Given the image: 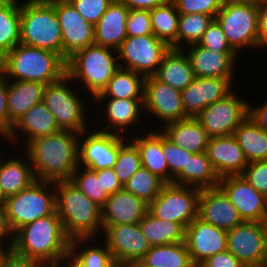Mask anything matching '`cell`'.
<instances>
[{"mask_svg": "<svg viewBox=\"0 0 267 267\" xmlns=\"http://www.w3.org/2000/svg\"><path fill=\"white\" fill-rule=\"evenodd\" d=\"M213 19L208 14H180L177 49H184L187 46L198 44Z\"/></svg>", "mask_w": 267, "mask_h": 267, "instance_id": "60d3db41", "label": "cell"}, {"mask_svg": "<svg viewBox=\"0 0 267 267\" xmlns=\"http://www.w3.org/2000/svg\"><path fill=\"white\" fill-rule=\"evenodd\" d=\"M11 247L12 245H0V267H2L3 259Z\"/></svg>", "mask_w": 267, "mask_h": 267, "instance_id": "e7e4bbea", "label": "cell"}, {"mask_svg": "<svg viewBox=\"0 0 267 267\" xmlns=\"http://www.w3.org/2000/svg\"><path fill=\"white\" fill-rule=\"evenodd\" d=\"M59 130L60 129L58 127V124L56 123L55 117L50 112L48 107L43 102H41L32 106L13 125L12 130L8 135V143H12L7 144L10 145L7 148L11 147L13 144L14 149H16V147H21L22 149V146L24 147L28 142L42 136L56 133Z\"/></svg>", "mask_w": 267, "mask_h": 267, "instance_id": "7402d4cb", "label": "cell"}, {"mask_svg": "<svg viewBox=\"0 0 267 267\" xmlns=\"http://www.w3.org/2000/svg\"><path fill=\"white\" fill-rule=\"evenodd\" d=\"M219 176L210 163L208 155L195 153L188 156L187 169H183L175 178L174 184L208 189L218 187Z\"/></svg>", "mask_w": 267, "mask_h": 267, "instance_id": "836d02e7", "label": "cell"}, {"mask_svg": "<svg viewBox=\"0 0 267 267\" xmlns=\"http://www.w3.org/2000/svg\"><path fill=\"white\" fill-rule=\"evenodd\" d=\"M69 181L101 208L110 196L103 189L101 177H97V171L78 166Z\"/></svg>", "mask_w": 267, "mask_h": 267, "instance_id": "7bdbcfd3", "label": "cell"}, {"mask_svg": "<svg viewBox=\"0 0 267 267\" xmlns=\"http://www.w3.org/2000/svg\"><path fill=\"white\" fill-rule=\"evenodd\" d=\"M160 131L171 142L193 154L206 152L210 139L195 117L165 124Z\"/></svg>", "mask_w": 267, "mask_h": 267, "instance_id": "4dcf8cb0", "label": "cell"}, {"mask_svg": "<svg viewBox=\"0 0 267 267\" xmlns=\"http://www.w3.org/2000/svg\"><path fill=\"white\" fill-rule=\"evenodd\" d=\"M149 204L124 188L111 194L102 210V225L139 224Z\"/></svg>", "mask_w": 267, "mask_h": 267, "instance_id": "484cf974", "label": "cell"}, {"mask_svg": "<svg viewBox=\"0 0 267 267\" xmlns=\"http://www.w3.org/2000/svg\"><path fill=\"white\" fill-rule=\"evenodd\" d=\"M170 48L154 34L127 36L117 49L119 66L144 77L153 76Z\"/></svg>", "mask_w": 267, "mask_h": 267, "instance_id": "4fadbf2b", "label": "cell"}, {"mask_svg": "<svg viewBox=\"0 0 267 267\" xmlns=\"http://www.w3.org/2000/svg\"><path fill=\"white\" fill-rule=\"evenodd\" d=\"M129 137L103 132L93 126L79 135V166L93 171L110 169Z\"/></svg>", "mask_w": 267, "mask_h": 267, "instance_id": "2e32d148", "label": "cell"}, {"mask_svg": "<svg viewBox=\"0 0 267 267\" xmlns=\"http://www.w3.org/2000/svg\"><path fill=\"white\" fill-rule=\"evenodd\" d=\"M20 44V0L0 3V56Z\"/></svg>", "mask_w": 267, "mask_h": 267, "instance_id": "ab89813d", "label": "cell"}, {"mask_svg": "<svg viewBox=\"0 0 267 267\" xmlns=\"http://www.w3.org/2000/svg\"><path fill=\"white\" fill-rule=\"evenodd\" d=\"M69 256L77 267H117L106 243L99 237L71 240Z\"/></svg>", "mask_w": 267, "mask_h": 267, "instance_id": "d6a6232c", "label": "cell"}, {"mask_svg": "<svg viewBox=\"0 0 267 267\" xmlns=\"http://www.w3.org/2000/svg\"><path fill=\"white\" fill-rule=\"evenodd\" d=\"M206 153L219 178L241 175L249 163L234 135L210 138Z\"/></svg>", "mask_w": 267, "mask_h": 267, "instance_id": "d4e9b609", "label": "cell"}, {"mask_svg": "<svg viewBox=\"0 0 267 267\" xmlns=\"http://www.w3.org/2000/svg\"><path fill=\"white\" fill-rule=\"evenodd\" d=\"M56 212L70 240L100 238L103 232L102 210L69 180L56 181Z\"/></svg>", "mask_w": 267, "mask_h": 267, "instance_id": "3957f363", "label": "cell"}, {"mask_svg": "<svg viewBox=\"0 0 267 267\" xmlns=\"http://www.w3.org/2000/svg\"><path fill=\"white\" fill-rule=\"evenodd\" d=\"M241 176L267 197V160L249 162Z\"/></svg>", "mask_w": 267, "mask_h": 267, "instance_id": "f907efd6", "label": "cell"}, {"mask_svg": "<svg viewBox=\"0 0 267 267\" xmlns=\"http://www.w3.org/2000/svg\"><path fill=\"white\" fill-rule=\"evenodd\" d=\"M1 72L7 80L51 84L66 75V61L58 53L20 43L2 57Z\"/></svg>", "mask_w": 267, "mask_h": 267, "instance_id": "277c9868", "label": "cell"}, {"mask_svg": "<svg viewBox=\"0 0 267 267\" xmlns=\"http://www.w3.org/2000/svg\"><path fill=\"white\" fill-rule=\"evenodd\" d=\"M189 57L193 73L197 78H235L237 53H218L199 44H193L183 49Z\"/></svg>", "mask_w": 267, "mask_h": 267, "instance_id": "cb8c5ba5", "label": "cell"}, {"mask_svg": "<svg viewBox=\"0 0 267 267\" xmlns=\"http://www.w3.org/2000/svg\"><path fill=\"white\" fill-rule=\"evenodd\" d=\"M129 139L139 150L142 167L157 175L165 183H170V172L162 151V132L160 129L131 135Z\"/></svg>", "mask_w": 267, "mask_h": 267, "instance_id": "f546056e", "label": "cell"}, {"mask_svg": "<svg viewBox=\"0 0 267 267\" xmlns=\"http://www.w3.org/2000/svg\"><path fill=\"white\" fill-rule=\"evenodd\" d=\"M6 197L4 196L2 185L0 183V206H4Z\"/></svg>", "mask_w": 267, "mask_h": 267, "instance_id": "03108f58", "label": "cell"}, {"mask_svg": "<svg viewBox=\"0 0 267 267\" xmlns=\"http://www.w3.org/2000/svg\"><path fill=\"white\" fill-rule=\"evenodd\" d=\"M46 85L40 82L8 80V135L13 125L32 106L43 102Z\"/></svg>", "mask_w": 267, "mask_h": 267, "instance_id": "f1b7e54d", "label": "cell"}, {"mask_svg": "<svg viewBox=\"0 0 267 267\" xmlns=\"http://www.w3.org/2000/svg\"><path fill=\"white\" fill-rule=\"evenodd\" d=\"M198 44L218 53H236L228 43V40L216 19H213L209 24Z\"/></svg>", "mask_w": 267, "mask_h": 267, "instance_id": "bcb514c9", "label": "cell"}, {"mask_svg": "<svg viewBox=\"0 0 267 267\" xmlns=\"http://www.w3.org/2000/svg\"><path fill=\"white\" fill-rule=\"evenodd\" d=\"M7 89L8 80L0 71V130L8 135Z\"/></svg>", "mask_w": 267, "mask_h": 267, "instance_id": "db71d44e", "label": "cell"}, {"mask_svg": "<svg viewBox=\"0 0 267 267\" xmlns=\"http://www.w3.org/2000/svg\"><path fill=\"white\" fill-rule=\"evenodd\" d=\"M139 227L151 246L185 242L186 228L182 224L158 219L149 211Z\"/></svg>", "mask_w": 267, "mask_h": 267, "instance_id": "d590c367", "label": "cell"}, {"mask_svg": "<svg viewBox=\"0 0 267 267\" xmlns=\"http://www.w3.org/2000/svg\"><path fill=\"white\" fill-rule=\"evenodd\" d=\"M128 13L129 9L120 0H113L94 25V45L117 50L127 37Z\"/></svg>", "mask_w": 267, "mask_h": 267, "instance_id": "83f0119b", "label": "cell"}, {"mask_svg": "<svg viewBox=\"0 0 267 267\" xmlns=\"http://www.w3.org/2000/svg\"><path fill=\"white\" fill-rule=\"evenodd\" d=\"M13 232L8 224L4 206H0V245H12Z\"/></svg>", "mask_w": 267, "mask_h": 267, "instance_id": "680465c9", "label": "cell"}, {"mask_svg": "<svg viewBox=\"0 0 267 267\" xmlns=\"http://www.w3.org/2000/svg\"><path fill=\"white\" fill-rule=\"evenodd\" d=\"M54 7L62 32V58L94 45V25L87 22L68 0H48Z\"/></svg>", "mask_w": 267, "mask_h": 267, "instance_id": "ac0fdd59", "label": "cell"}, {"mask_svg": "<svg viewBox=\"0 0 267 267\" xmlns=\"http://www.w3.org/2000/svg\"><path fill=\"white\" fill-rule=\"evenodd\" d=\"M166 183L157 175L152 174L146 168L141 167L123 186L134 196L150 204L159 194Z\"/></svg>", "mask_w": 267, "mask_h": 267, "instance_id": "b9f144b4", "label": "cell"}, {"mask_svg": "<svg viewBox=\"0 0 267 267\" xmlns=\"http://www.w3.org/2000/svg\"><path fill=\"white\" fill-rule=\"evenodd\" d=\"M127 267H148V266H144L140 261H138V262L131 263Z\"/></svg>", "mask_w": 267, "mask_h": 267, "instance_id": "003e7915", "label": "cell"}, {"mask_svg": "<svg viewBox=\"0 0 267 267\" xmlns=\"http://www.w3.org/2000/svg\"><path fill=\"white\" fill-rule=\"evenodd\" d=\"M8 224L17 229L56 211L55 182L36 180L30 187L6 198L4 204Z\"/></svg>", "mask_w": 267, "mask_h": 267, "instance_id": "ba28073f", "label": "cell"}, {"mask_svg": "<svg viewBox=\"0 0 267 267\" xmlns=\"http://www.w3.org/2000/svg\"><path fill=\"white\" fill-rule=\"evenodd\" d=\"M20 43L62 57L61 27L55 7L48 0H20Z\"/></svg>", "mask_w": 267, "mask_h": 267, "instance_id": "52a82bcc", "label": "cell"}, {"mask_svg": "<svg viewBox=\"0 0 267 267\" xmlns=\"http://www.w3.org/2000/svg\"><path fill=\"white\" fill-rule=\"evenodd\" d=\"M144 80L142 74L120 67L93 99H143Z\"/></svg>", "mask_w": 267, "mask_h": 267, "instance_id": "e575fe53", "label": "cell"}, {"mask_svg": "<svg viewBox=\"0 0 267 267\" xmlns=\"http://www.w3.org/2000/svg\"><path fill=\"white\" fill-rule=\"evenodd\" d=\"M180 14H208L214 19L222 8V0H172Z\"/></svg>", "mask_w": 267, "mask_h": 267, "instance_id": "7dc6e473", "label": "cell"}, {"mask_svg": "<svg viewBox=\"0 0 267 267\" xmlns=\"http://www.w3.org/2000/svg\"><path fill=\"white\" fill-rule=\"evenodd\" d=\"M235 88L224 99L204 108L195 118L210 138L233 135L249 115V100L240 98Z\"/></svg>", "mask_w": 267, "mask_h": 267, "instance_id": "5bb4252c", "label": "cell"}, {"mask_svg": "<svg viewBox=\"0 0 267 267\" xmlns=\"http://www.w3.org/2000/svg\"><path fill=\"white\" fill-rule=\"evenodd\" d=\"M44 267H77L75 261L68 255L62 259L44 263Z\"/></svg>", "mask_w": 267, "mask_h": 267, "instance_id": "94428289", "label": "cell"}, {"mask_svg": "<svg viewBox=\"0 0 267 267\" xmlns=\"http://www.w3.org/2000/svg\"><path fill=\"white\" fill-rule=\"evenodd\" d=\"M126 34L128 37L153 34L150 10H129L126 22Z\"/></svg>", "mask_w": 267, "mask_h": 267, "instance_id": "c3c4849f", "label": "cell"}, {"mask_svg": "<svg viewBox=\"0 0 267 267\" xmlns=\"http://www.w3.org/2000/svg\"><path fill=\"white\" fill-rule=\"evenodd\" d=\"M198 267H246L235 255L228 250L210 256Z\"/></svg>", "mask_w": 267, "mask_h": 267, "instance_id": "816d5d0a", "label": "cell"}, {"mask_svg": "<svg viewBox=\"0 0 267 267\" xmlns=\"http://www.w3.org/2000/svg\"><path fill=\"white\" fill-rule=\"evenodd\" d=\"M185 243L193 264L198 267L210 256L227 251V231L196 217L186 227Z\"/></svg>", "mask_w": 267, "mask_h": 267, "instance_id": "44dd1931", "label": "cell"}, {"mask_svg": "<svg viewBox=\"0 0 267 267\" xmlns=\"http://www.w3.org/2000/svg\"><path fill=\"white\" fill-rule=\"evenodd\" d=\"M215 19L239 56L244 50L259 49L258 5L223 4Z\"/></svg>", "mask_w": 267, "mask_h": 267, "instance_id": "30bf717a", "label": "cell"}, {"mask_svg": "<svg viewBox=\"0 0 267 267\" xmlns=\"http://www.w3.org/2000/svg\"><path fill=\"white\" fill-rule=\"evenodd\" d=\"M218 187L236 207L243 222H267V197L241 175L221 177Z\"/></svg>", "mask_w": 267, "mask_h": 267, "instance_id": "d6986e66", "label": "cell"}, {"mask_svg": "<svg viewBox=\"0 0 267 267\" xmlns=\"http://www.w3.org/2000/svg\"><path fill=\"white\" fill-rule=\"evenodd\" d=\"M254 102L249 101V117L264 131L267 132V99L263 104L252 106Z\"/></svg>", "mask_w": 267, "mask_h": 267, "instance_id": "6f0895ef", "label": "cell"}, {"mask_svg": "<svg viewBox=\"0 0 267 267\" xmlns=\"http://www.w3.org/2000/svg\"><path fill=\"white\" fill-rule=\"evenodd\" d=\"M162 151L169 167L170 183H173L174 178L183 169H187L188 156H192L193 153L174 144L163 133Z\"/></svg>", "mask_w": 267, "mask_h": 267, "instance_id": "f6af8a7d", "label": "cell"}, {"mask_svg": "<svg viewBox=\"0 0 267 267\" xmlns=\"http://www.w3.org/2000/svg\"><path fill=\"white\" fill-rule=\"evenodd\" d=\"M70 242L55 211L17 229L13 233L11 248L19 254L47 263L68 256Z\"/></svg>", "mask_w": 267, "mask_h": 267, "instance_id": "7a4b0ae2", "label": "cell"}, {"mask_svg": "<svg viewBox=\"0 0 267 267\" xmlns=\"http://www.w3.org/2000/svg\"><path fill=\"white\" fill-rule=\"evenodd\" d=\"M129 10H152L156 6L166 3L168 0H120Z\"/></svg>", "mask_w": 267, "mask_h": 267, "instance_id": "91938a15", "label": "cell"}, {"mask_svg": "<svg viewBox=\"0 0 267 267\" xmlns=\"http://www.w3.org/2000/svg\"><path fill=\"white\" fill-rule=\"evenodd\" d=\"M79 133L59 130L28 142L22 147L36 180H70L79 166Z\"/></svg>", "mask_w": 267, "mask_h": 267, "instance_id": "6da1fadb", "label": "cell"}, {"mask_svg": "<svg viewBox=\"0 0 267 267\" xmlns=\"http://www.w3.org/2000/svg\"><path fill=\"white\" fill-rule=\"evenodd\" d=\"M16 149L10 153L7 150L0 158V183L6 198L27 189L36 181L27 155Z\"/></svg>", "mask_w": 267, "mask_h": 267, "instance_id": "4316f807", "label": "cell"}, {"mask_svg": "<svg viewBox=\"0 0 267 267\" xmlns=\"http://www.w3.org/2000/svg\"><path fill=\"white\" fill-rule=\"evenodd\" d=\"M101 239L117 266L127 267L140 261L152 247L139 224L102 225Z\"/></svg>", "mask_w": 267, "mask_h": 267, "instance_id": "e0dca14e", "label": "cell"}, {"mask_svg": "<svg viewBox=\"0 0 267 267\" xmlns=\"http://www.w3.org/2000/svg\"><path fill=\"white\" fill-rule=\"evenodd\" d=\"M78 89L79 87L64 75L59 81L46 85L43 103L55 117L60 130L81 134L93 126V107H90L93 105L92 98Z\"/></svg>", "mask_w": 267, "mask_h": 267, "instance_id": "5b68a950", "label": "cell"}, {"mask_svg": "<svg viewBox=\"0 0 267 267\" xmlns=\"http://www.w3.org/2000/svg\"><path fill=\"white\" fill-rule=\"evenodd\" d=\"M262 0H222L223 4H251L258 5Z\"/></svg>", "mask_w": 267, "mask_h": 267, "instance_id": "6125c7cd", "label": "cell"}, {"mask_svg": "<svg viewBox=\"0 0 267 267\" xmlns=\"http://www.w3.org/2000/svg\"><path fill=\"white\" fill-rule=\"evenodd\" d=\"M142 167L140 153L136 145L129 139L119 150L114 171L120 183L127 181Z\"/></svg>", "mask_w": 267, "mask_h": 267, "instance_id": "ee69618b", "label": "cell"}, {"mask_svg": "<svg viewBox=\"0 0 267 267\" xmlns=\"http://www.w3.org/2000/svg\"><path fill=\"white\" fill-rule=\"evenodd\" d=\"M119 68L117 50L97 45L76 51L66 61V75L92 99Z\"/></svg>", "mask_w": 267, "mask_h": 267, "instance_id": "8992f818", "label": "cell"}, {"mask_svg": "<svg viewBox=\"0 0 267 267\" xmlns=\"http://www.w3.org/2000/svg\"><path fill=\"white\" fill-rule=\"evenodd\" d=\"M97 177H101V184L103 185V189L109 195L114 194L123 189V185L116 177L113 168L98 170Z\"/></svg>", "mask_w": 267, "mask_h": 267, "instance_id": "11a10c76", "label": "cell"}, {"mask_svg": "<svg viewBox=\"0 0 267 267\" xmlns=\"http://www.w3.org/2000/svg\"><path fill=\"white\" fill-rule=\"evenodd\" d=\"M201 189L166 183L149 204L148 211L156 218L182 224L185 228L197 217Z\"/></svg>", "mask_w": 267, "mask_h": 267, "instance_id": "7c38bea8", "label": "cell"}, {"mask_svg": "<svg viewBox=\"0 0 267 267\" xmlns=\"http://www.w3.org/2000/svg\"><path fill=\"white\" fill-rule=\"evenodd\" d=\"M143 103L145 118L150 122L153 120V124L147 121L149 129H161L170 122L189 118L183 108L181 91L159 81L154 75L145 77Z\"/></svg>", "mask_w": 267, "mask_h": 267, "instance_id": "8fae6325", "label": "cell"}, {"mask_svg": "<svg viewBox=\"0 0 267 267\" xmlns=\"http://www.w3.org/2000/svg\"><path fill=\"white\" fill-rule=\"evenodd\" d=\"M227 250L246 267H267V222H243L228 230Z\"/></svg>", "mask_w": 267, "mask_h": 267, "instance_id": "9a60e30c", "label": "cell"}, {"mask_svg": "<svg viewBox=\"0 0 267 267\" xmlns=\"http://www.w3.org/2000/svg\"><path fill=\"white\" fill-rule=\"evenodd\" d=\"M153 34L166 42L171 48L177 49V33L180 13L172 0L150 10Z\"/></svg>", "mask_w": 267, "mask_h": 267, "instance_id": "f35d334b", "label": "cell"}, {"mask_svg": "<svg viewBox=\"0 0 267 267\" xmlns=\"http://www.w3.org/2000/svg\"><path fill=\"white\" fill-rule=\"evenodd\" d=\"M234 78L204 77L195 79L181 91L182 104L189 117H196L204 108L224 99L235 88Z\"/></svg>", "mask_w": 267, "mask_h": 267, "instance_id": "ffe728a7", "label": "cell"}, {"mask_svg": "<svg viewBox=\"0 0 267 267\" xmlns=\"http://www.w3.org/2000/svg\"><path fill=\"white\" fill-rule=\"evenodd\" d=\"M197 217L226 231L243 223L238 210L219 187L201 189Z\"/></svg>", "mask_w": 267, "mask_h": 267, "instance_id": "603a6c76", "label": "cell"}, {"mask_svg": "<svg viewBox=\"0 0 267 267\" xmlns=\"http://www.w3.org/2000/svg\"><path fill=\"white\" fill-rule=\"evenodd\" d=\"M248 162L267 160V132L249 116L234 132Z\"/></svg>", "mask_w": 267, "mask_h": 267, "instance_id": "8d00e7d4", "label": "cell"}, {"mask_svg": "<svg viewBox=\"0 0 267 267\" xmlns=\"http://www.w3.org/2000/svg\"><path fill=\"white\" fill-rule=\"evenodd\" d=\"M1 68H2V57L0 56V71H1Z\"/></svg>", "mask_w": 267, "mask_h": 267, "instance_id": "a7ac6f4b", "label": "cell"}, {"mask_svg": "<svg viewBox=\"0 0 267 267\" xmlns=\"http://www.w3.org/2000/svg\"><path fill=\"white\" fill-rule=\"evenodd\" d=\"M259 50L267 48V0L258 4Z\"/></svg>", "mask_w": 267, "mask_h": 267, "instance_id": "9f6ffc18", "label": "cell"}, {"mask_svg": "<svg viewBox=\"0 0 267 267\" xmlns=\"http://www.w3.org/2000/svg\"><path fill=\"white\" fill-rule=\"evenodd\" d=\"M154 76L159 81L180 91L195 79L193 68L185 51L173 48H170L164 55Z\"/></svg>", "mask_w": 267, "mask_h": 267, "instance_id": "1f68e13d", "label": "cell"}, {"mask_svg": "<svg viewBox=\"0 0 267 267\" xmlns=\"http://www.w3.org/2000/svg\"><path fill=\"white\" fill-rule=\"evenodd\" d=\"M92 104V114L96 113L92 118L93 120L95 119L93 122L97 123V125H94L95 123L92 124L97 130L126 137H130L136 132L138 134L143 130H148V126L145 127L147 120L143 115L145 114L143 99H92ZM94 105H96V108ZM98 113L100 114L98 116L99 119L96 116Z\"/></svg>", "mask_w": 267, "mask_h": 267, "instance_id": "9c48e42d", "label": "cell"}, {"mask_svg": "<svg viewBox=\"0 0 267 267\" xmlns=\"http://www.w3.org/2000/svg\"><path fill=\"white\" fill-rule=\"evenodd\" d=\"M2 267H44V263L19 254L11 248L3 259Z\"/></svg>", "mask_w": 267, "mask_h": 267, "instance_id": "f5cc1de1", "label": "cell"}, {"mask_svg": "<svg viewBox=\"0 0 267 267\" xmlns=\"http://www.w3.org/2000/svg\"><path fill=\"white\" fill-rule=\"evenodd\" d=\"M140 262L148 267H196L185 242L152 246Z\"/></svg>", "mask_w": 267, "mask_h": 267, "instance_id": "74e56055", "label": "cell"}, {"mask_svg": "<svg viewBox=\"0 0 267 267\" xmlns=\"http://www.w3.org/2000/svg\"><path fill=\"white\" fill-rule=\"evenodd\" d=\"M3 140H4V146L6 147L7 145H5V143L7 144V142L9 141V137L6 133H4L3 131L0 130V141L3 143ZM1 142H0V144H1L0 145V158H1L2 154L5 153L3 150H5V151L7 150V148L5 149ZM1 146H3V147H1Z\"/></svg>", "mask_w": 267, "mask_h": 267, "instance_id": "be15d7a7", "label": "cell"}, {"mask_svg": "<svg viewBox=\"0 0 267 267\" xmlns=\"http://www.w3.org/2000/svg\"><path fill=\"white\" fill-rule=\"evenodd\" d=\"M82 17L95 25L113 0H68Z\"/></svg>", "mask_w": 267, "mask_h": 267, "instance_id": "681fc988", "label": "cell"}]
</instances>
